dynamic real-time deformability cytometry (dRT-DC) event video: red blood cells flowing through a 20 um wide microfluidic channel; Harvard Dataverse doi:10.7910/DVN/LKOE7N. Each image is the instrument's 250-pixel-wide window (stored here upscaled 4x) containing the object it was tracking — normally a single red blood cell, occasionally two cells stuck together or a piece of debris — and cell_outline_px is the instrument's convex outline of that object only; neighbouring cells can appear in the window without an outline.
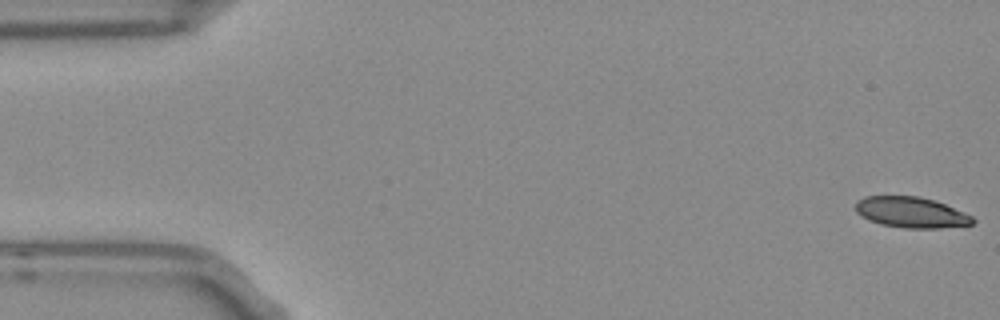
{"species": "Egyptian fruit bat (a non-hibernating species)", "species_latin": "Rousettus aegyptiacus", "temperature_condition": "room temperature", "stored_images_in_passage": 55, "camera_frame_rate_fps": 3000, "um_per_image_px": 0.085, "frame": {"image": 1, "passage_image": 1, "time_ms": 0.0, "image_size_px": [1000, 320], "cell_outline_px": [[976, 220], [972, 224], [940, 228], [904, 228], [880, 224], [868, 220], [860, 216], [856, 212], [856, 200], [864, 196], [920, 196], [936, 200], [964, 212], [972, 216]], "centroid_in_image_um": [77.43, 18.04], "position_along_channel_um": 7.6, "area_um2": 21.21}}
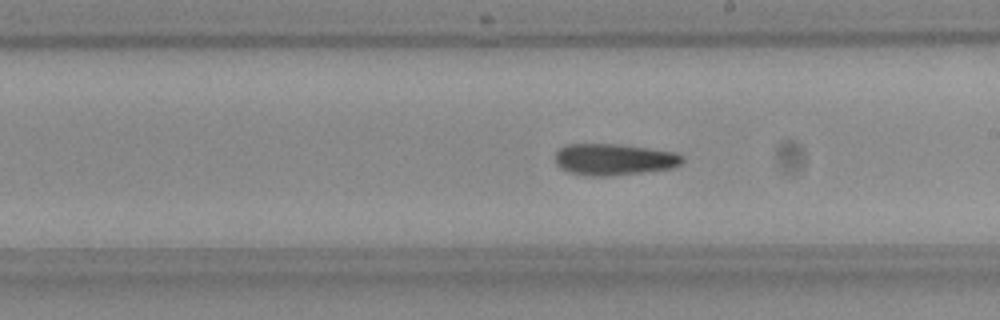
{"frame": {"image": 2, "passage_image": 30, "time_ms": 9.667, "image_size_px": [1000, 320], "cell_outline_px": [[684, 160], [680, 164], [672, 168], [608, 176], [592, 176], [568, 172], [560, 168], [556, 164], [556, 152], [564, 144], [616, 144], [676, 152], [684, 156]], "centroid_in_image_um": [52.17, 13.55], "position_along_channel_um": 236.8, "area_um2": 23.24}}
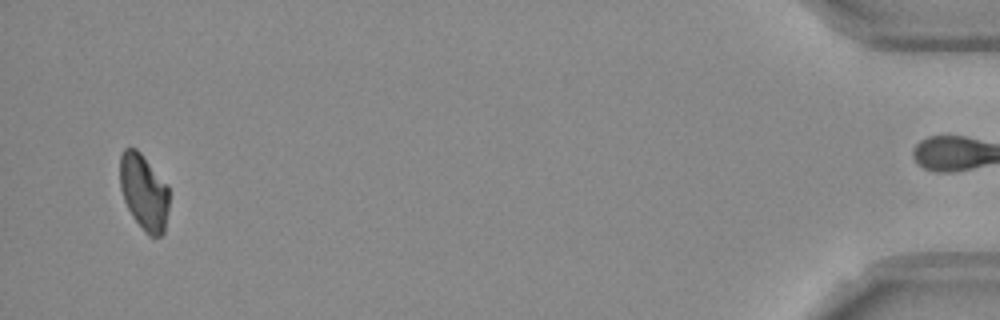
{"frame": {"image": 3, "passage_image": 52, "time_ms": 17.0, "image_size_px": [1000, 320], "cell_outline_px": [[168, 208], [164, 232], [160, 236], [148, 236], [144, 232], [132, 216], [124, 200], [120, 188], [120, 156], [124, 148], [136, 148], [140, 152], [168, 184]], "centroid_in_image_um": [12.23, 16.32], "position_along_channel_um": 423.0, "area_um2": 21.85}, "authors_computed_cell_mechanics": {"area_um2": 22.7732, "velocity_mm_per_s": 3.748, "shape_relaxation_time_tau1_ms": 6.6216, "shape_relaxation_time_tau2_ms": null, "deformation_change_tau1": 0.1653, "deformation_change_tau2": null}}